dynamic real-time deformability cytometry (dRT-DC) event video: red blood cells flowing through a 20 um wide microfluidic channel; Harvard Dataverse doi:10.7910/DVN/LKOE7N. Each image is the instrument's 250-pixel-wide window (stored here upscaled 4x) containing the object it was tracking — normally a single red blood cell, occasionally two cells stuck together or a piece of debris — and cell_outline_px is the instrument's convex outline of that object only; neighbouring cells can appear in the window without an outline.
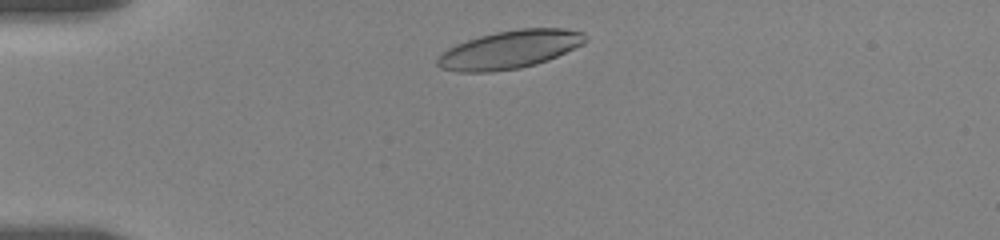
{"species": "human", "species_latin": "Homo sapiens", "temperature_condition": "room temperature", "stored_images_in_passage": 7, "camera_frame_rate_fps": 3000, "um_per_image_px": 0.085, "donor": {"sex": "female"}, "frame": {"image": 1, "passage_image": 2, "time_ms": 1.0, "image_size_px": [1000, 240], "cell_outline_px": [[588, 40], [584, 44], [548, 60], [536, 64], [520, 68], [492, 72], [460, 72], [440, 68], [436, 64], [436, 60], [440, 52], [456, 44], [480, 36], [496, 32], [520, 28], [564, 28], [584, 32], [588, 36]], "centroid_in_image_um": [43.34, 4.21], "position_along_channel_um": 41.7, "area_um2": 33.12}}
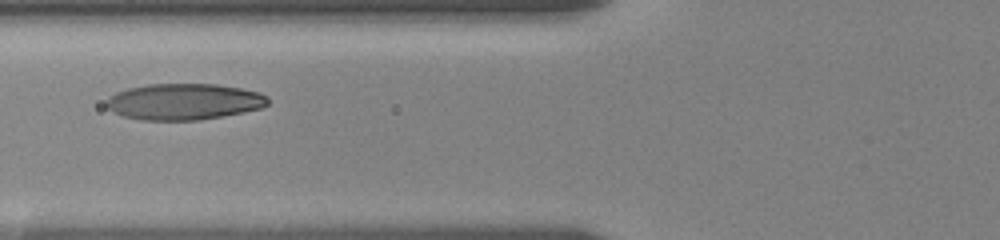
{"frame": {"image": 2, "passage_image": 5, "time_ms": 4.0, "image_size_px": [1000, 240], "cell_outline_px": [[268, 104], [260, 108], [244, 112], [200, 120], [140, 120], [124, 116], [112, 112], [104, 104], [104, 100], [108, 96], [116, 92], [128, 88], [148, 84], [216, 84], [240, 88], [260, 92], [268, 96]], "centroid_in_image_um": [15.6, 8.64], "position_along_channel_um": 110.2, "area_um2": 34.39}}
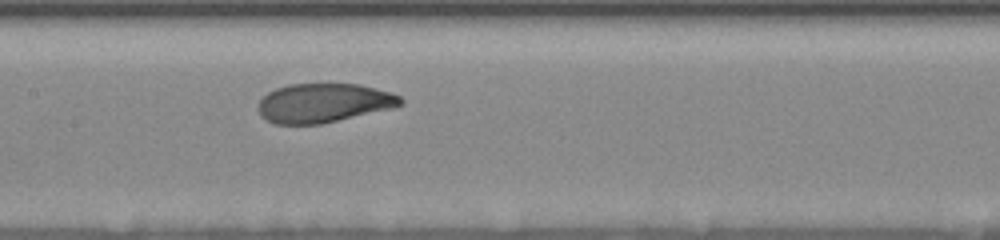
{"frame": {"image": 3, "passage_image": 7, "time_ms": 6.0, "image_size_px": [1000, 240], "cell_outline_px": [[404, 104], [396, 108], [320, 124], [276, 124], [260, 116], [256, 108], [256, 104], [268, 92], [276, 88], [288, 84], [360, 84], [392, 92], [400, 96], [404, 100]], "centroid_in_image_um": [27.54, 8.75], "position_along_channel_um": 179.9, "area_um2": 32.89}}